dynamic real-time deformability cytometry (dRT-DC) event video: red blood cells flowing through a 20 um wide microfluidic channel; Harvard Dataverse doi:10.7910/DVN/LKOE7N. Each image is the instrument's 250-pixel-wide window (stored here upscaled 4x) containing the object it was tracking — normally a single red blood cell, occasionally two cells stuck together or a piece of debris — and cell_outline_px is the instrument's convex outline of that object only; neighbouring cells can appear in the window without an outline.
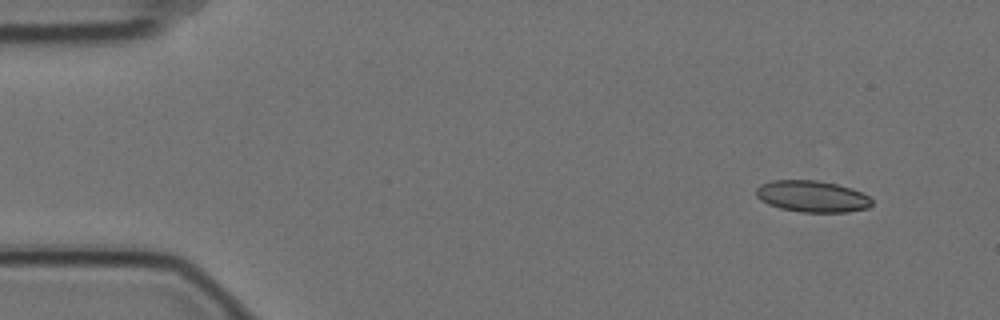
{"species": "Egyptian fruit bat (a non-hibernating species)", "species_latin": "Rousettus aegyptiacus", "temperature_condition": "cold", "stored_images_in_passage": 4, "camera_frame_rate_fps": 3000, "um_per_image_px": 0.085, "animal": {"sex": "female"}, "frame": {"image": 1, "passage_image": 1, "time_ms": 0.0, "image_size_px": [1000, 320], "cell_outline_px": [[872, 204], [868, 208], [848, 212], [800, 212], [780, 208], [768, 204], [760, 200], [756, 196], [756, 188], [760, 184], [772, 180], [816, 180], [836, 184], [852, 188], [868, 196], [872, 200]], "centroid_in_image_um": [69.01, 16.69], "position_along_channel_um": 16.0, "area_um2": 21.33}}
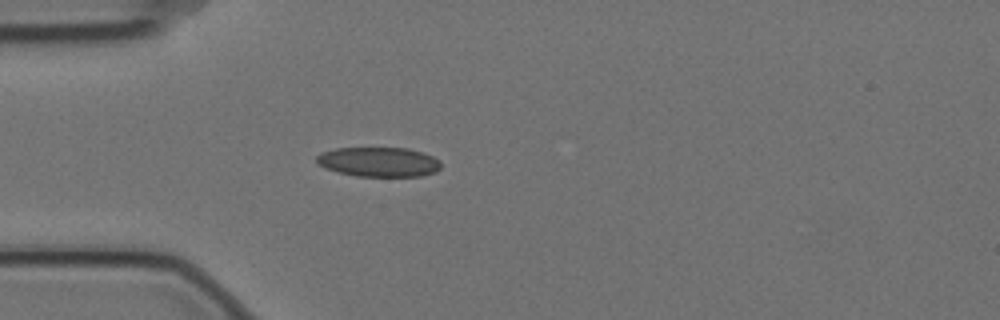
{"frame": {"image": 2, "passage_image": 4, "time_ms": 1.0, "image_size_px": [1000, 320], "cell_outline_px": [[440, 168], [436, 172], [420, 176], [356, 176], [324, 168], [316, 160], [316, 156], [320, 152], [336, 148], [408, 148], [432, 156], [440, 160]], "centroid_in_image_um": [32.19, 13.76], "position_along_channel_um": 52.8, "area_um2": 21.39}}